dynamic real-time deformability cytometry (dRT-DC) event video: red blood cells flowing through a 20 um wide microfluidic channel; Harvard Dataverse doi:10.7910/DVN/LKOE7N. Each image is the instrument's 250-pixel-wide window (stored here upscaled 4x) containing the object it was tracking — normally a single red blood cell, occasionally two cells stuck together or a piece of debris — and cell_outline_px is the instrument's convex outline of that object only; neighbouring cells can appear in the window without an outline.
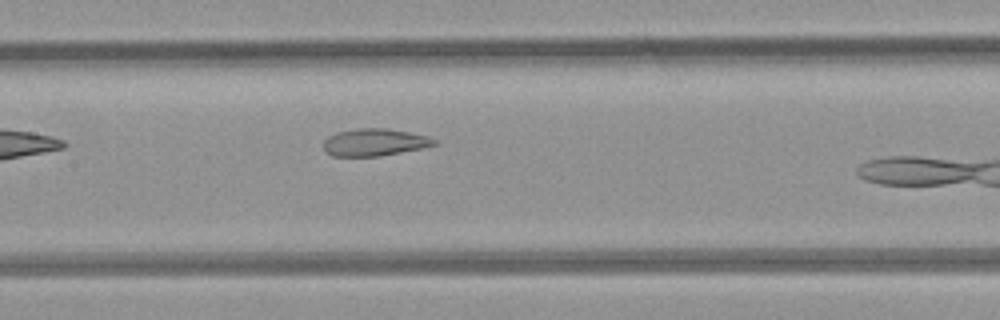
{"species": "common noctule bat (a hibernating species)", "species_latin": "Nyctalus noctula", "temperature_condition": "room temperature", "stored_images_in_passage": 6, "camera_frame_rate_fps": 3000, "um_per_image_px": 0.085, "animal": {"sex": "female", "body_mass_g": 21.9}, "frame": {"image": 1, "passage_image": 5, "time_ms": 5.333, "image_size_px": [1000, 320], "cell_outline_px": [[436, 144], [424, 148], [380, 156], [332, 156], [324, 152], [324, 140], [328, 136], [336, 132], [356, 128], [388, 128], [428, 136], [436, 140]], "centroid_in_image_um": [31.81, 12.09], "position_along_channel_um": 175.6, "area_um2": 17.74}}